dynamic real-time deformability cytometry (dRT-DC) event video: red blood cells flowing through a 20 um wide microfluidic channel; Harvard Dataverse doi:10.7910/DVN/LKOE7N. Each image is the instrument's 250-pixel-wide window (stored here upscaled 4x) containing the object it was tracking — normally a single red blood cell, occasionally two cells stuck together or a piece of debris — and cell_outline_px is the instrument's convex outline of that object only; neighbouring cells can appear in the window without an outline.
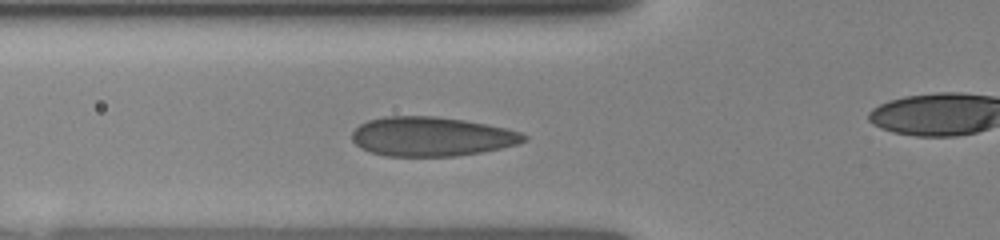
{"species": "human", "species_latin": "Homo sapiens", "temperature_condition": "room temperature", "stored_images_in_passage": 8, "camera_frame_rate_fps": 3000, "um_per_image_px": 0.085, "donor": {"sex": "female"}, "frame": {"image": 1, "passage_image": 4, "time_ms": 1.333, "image_size_px": [1000, 240], "cell_outline_px": [[528, 140], [516, 144], [484, 152], [456, 156], [388, 156], [372, 152], [356, 144], [352, 140], [352, 132], [360, 124], [368, 120], [384, 116], [436, 116], [464, 120], [504, 128], [520, 132], [528, 136]], "centroid_in_image_um": [36.69, 11.6], "position_along_channel_um": 89.1, "area_um2": 39.19}}
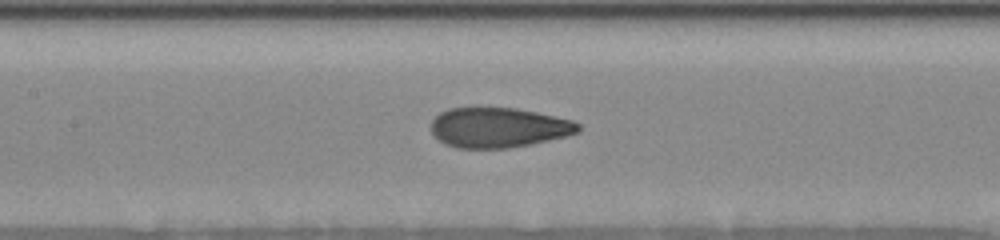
{"frame": {"image": 2, "passage_image": 7, "time_ms": 2.0, "image_size_px": [1000, 240], "cell_outline_px": [[580, 132], [532, 144], [508, 148], [456, 148], [444, 144], [432, 132], [432, 120], [440, 112], [448, 108], [472, 104], [516, 108], [536, 112], [572, 120], [580, 124]], "centroid_in_image_um": [42.33, 10.79], "position_along_channel_um": 165.1, "area_um2": 35.14}}